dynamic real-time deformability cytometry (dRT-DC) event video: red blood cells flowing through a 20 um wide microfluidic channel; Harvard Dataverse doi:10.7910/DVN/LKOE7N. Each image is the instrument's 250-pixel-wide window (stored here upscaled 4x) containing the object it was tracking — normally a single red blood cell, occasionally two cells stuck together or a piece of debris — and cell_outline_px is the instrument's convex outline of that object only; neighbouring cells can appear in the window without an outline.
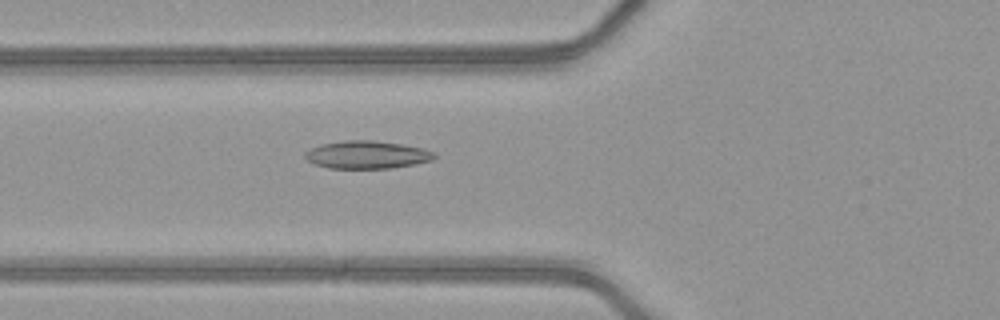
{"species": "common noctule bat (a hibernating species)", "species_latin": "Nyctalus noctula", "temperature_condition": "warm", "stored_images_in_passage": 51, "camera_frame_rate_fps": 3000, "um_per_image_px": 0.085, "animal": {"sex": "female", "body_mass_g": 21.9}, "frame": {"image": 1, "passage_image": 21, "time_ms": 6.667, "image_size_px": [1000, 320], "cell_outline_px": [[436, 156], [432, 160], [392, 168], [328, 168], [316, 164], [308, 160], [304, 156], [304, 152], [320, 144], [348, 140], [372, 140], [400, 144], [424, 148], [432, 152]], "centroid_in_image_um": [31.17, 13.15], "position_along_channel_um": 94.6, "area_um2": 20.69}}
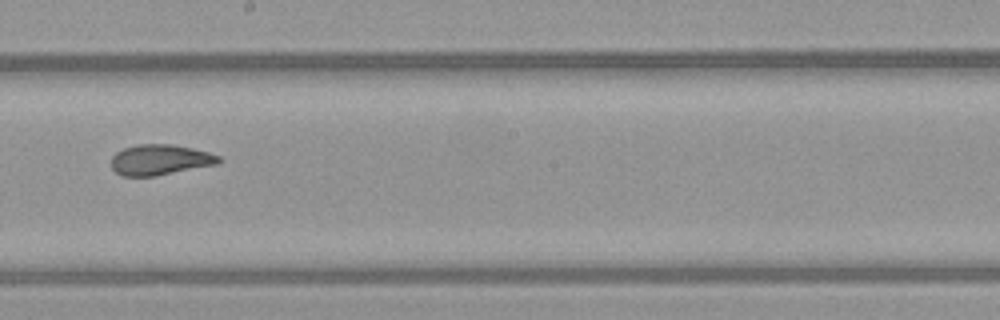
{"frame": {"image": 2, "passage_image": 31, "time_ms": 10.0, "image_size_px": [1000, 320], "cell_outline_px": [[224, 160], [216, 164], [156, 176], [124, 176], [116, 172], [112, 168], [112, 156], [116, 152], [124, 148], [136, 144], [172, 144], [192, 148], [208, 152], [220, 156]], "centroid_in_image_um": [13.61, 13.57], "position_along_channel_um": 234.6, "area_um2": 19.13}}
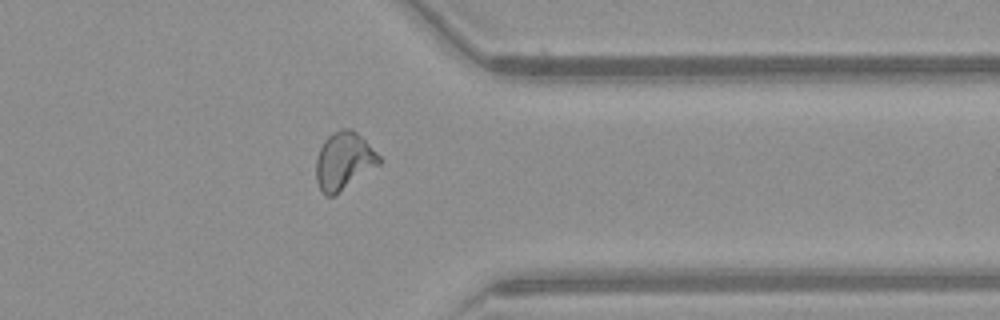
{"frame": {"image": 3, "passage_image": 42, "time_ms": 13.667, "image_size_px": [1000, 320], "cell_outline_px": [[380, 164], [332, 196], [324, 196], [320, 192], [316, 180], [316, 160], [320, 148], [324, 140], [332, 132], [340, 128], [352, 128], [380, 156]], "centroid_in_image_um": [29.19, 13.67], "position_along_channel_um": 382.2, "area_um2": 20.92}, "authors_computed_cell_mechanics": {"area_um2": 20.6924, "velocity_mm_per_s": 4.1651, "shape_relaxation_time_tau1_ms": 8.8375, "shape_relaxation_time_tau2_ms": 1.5842, "deformation_change_tau1": 0.2264, "deformation_change_tau2": 0.0733}}